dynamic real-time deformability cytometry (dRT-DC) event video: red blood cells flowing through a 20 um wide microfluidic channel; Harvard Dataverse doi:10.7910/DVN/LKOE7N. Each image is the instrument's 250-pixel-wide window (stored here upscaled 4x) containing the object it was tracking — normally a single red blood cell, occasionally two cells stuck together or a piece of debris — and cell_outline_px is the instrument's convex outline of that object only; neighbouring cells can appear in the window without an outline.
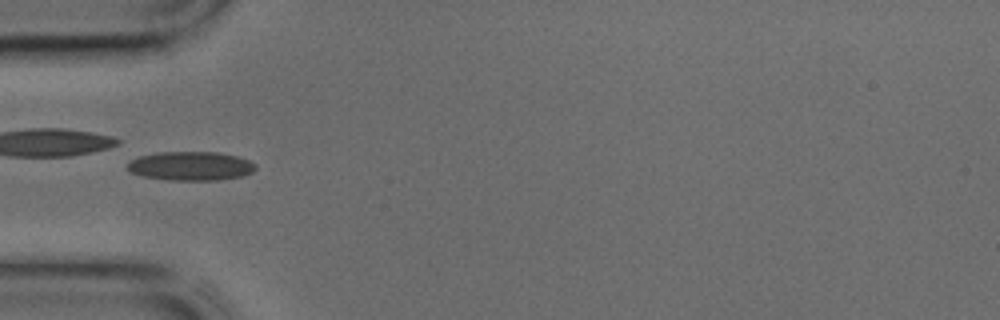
{"species": "common noctule bat (a hibernating species)", "species_latin": "Nyctalus noctula", "temperature_condition": "cold", "stored_images_in_passage": 42, "camera_frame_rate_fps": 3000, "um_per_image_px": 0.085, "animal": {"sex": "male", "body_mass_g": 17.9, "forearm_length_mm": 54.2}, "frame": {"image": 1, "passage_image": 13, "time_ms": 4.0, "image_size_px": [1000, 320], "cell_outline_px": [[256, 168], [252, 172], [240, 176], [216, 180], [168, 180], [144, 176], [132, 172], [128, 168], [128, 164], [132, 160], [140, 156], [160, 152], [216, 152], [236, 156], [248, 160], [256, 164]], "centroid_in_image_um": [16.23, 14.11], "position_along_channel_um": 68.8, "area_um2": 21.27}}